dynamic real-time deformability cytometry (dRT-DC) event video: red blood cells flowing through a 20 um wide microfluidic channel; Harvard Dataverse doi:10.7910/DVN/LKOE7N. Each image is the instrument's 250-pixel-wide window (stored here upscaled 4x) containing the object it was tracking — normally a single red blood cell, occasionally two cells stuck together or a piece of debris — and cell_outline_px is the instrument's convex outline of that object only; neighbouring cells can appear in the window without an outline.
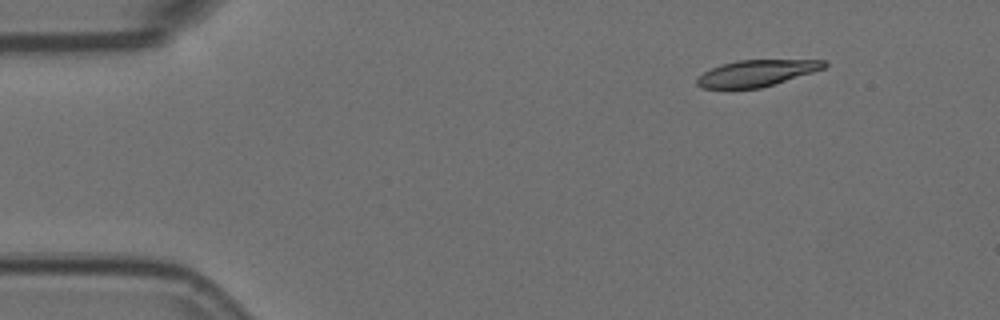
{"species": "Egyptian fruit bat (a non-hibernating species)", "species_latin": "Rousettus aegyptiacus", "temperature_condition": "room temperature", "stored_images_in_passage": 5, "camera_frame_rate_fps": 3000, "um_per_image_px": 0.085, "animal": {"sex": "female"}, "frame": {"image": 1, "passage_image": 1, "time_ms": 0.0, "image_size_px": [1000, 320], "cell_outline_px": [[828, 64], [824, 68], [812, 72], [760, 88], [700, 88], [696, 84], [696, 80], [704, 72], [712, 68], [724, 64], [740, 60], [828, 60]], "centroid_in_image_um": [64.31, 6.21], "position_along_channel_um": 20.7, "area_um2": 19.19}}
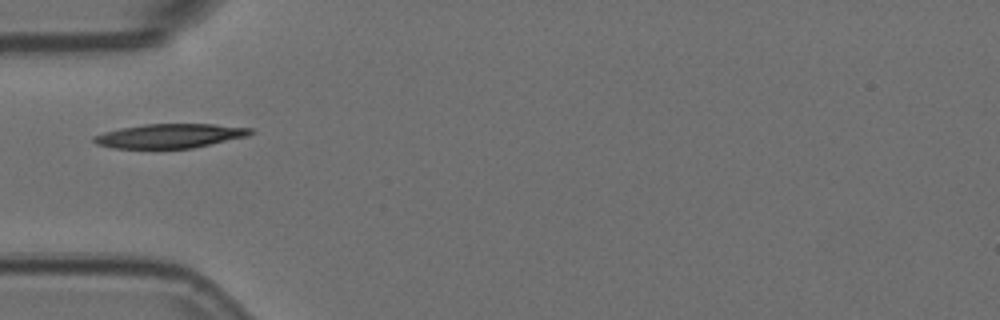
{"frame": {"image": 2, "passage_image": 4, "time_ms": 1.0, "image_size_px": [1000, 320], "cell_outline_px": [[256, 132], [248, 136], [192, 148], [112, 148], [96, 144], [92, 140], [92, 136], [104, 132], [120, 128], [144, 124], [212, 124], [252, 128]], "centroid_in_image_um": [14.44, 11.55], "position_along_channel_um": 70.6, "area_um2": 22.14}}
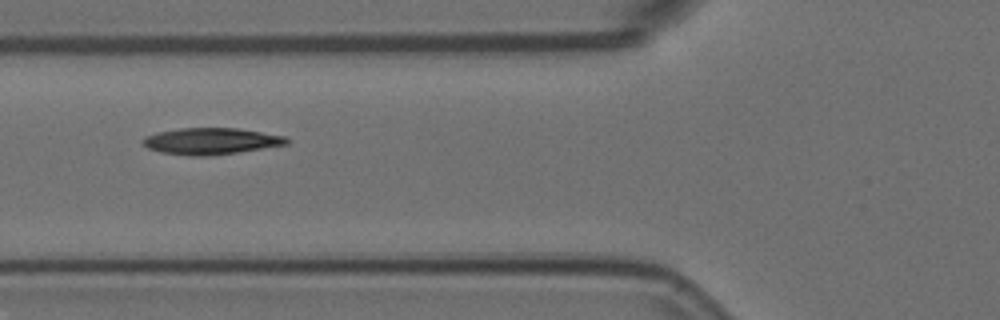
{"frame": {"image": 3, "passage_image": 5, "time_ms": 1.333, "image_size_px": [1000, 320], "cell_outline_px": [[288, 144], [236, 152], [204, 156], [192, 156], [160, 152], [148, 148], [140, 140], [144, 136], [156, 132], [180, 128], [236, 128], [288, 136]], "centroid_in_image_um": [17.9, 11.98], "position_along_channel_um": 107.9, "area_um2": 22.14}}